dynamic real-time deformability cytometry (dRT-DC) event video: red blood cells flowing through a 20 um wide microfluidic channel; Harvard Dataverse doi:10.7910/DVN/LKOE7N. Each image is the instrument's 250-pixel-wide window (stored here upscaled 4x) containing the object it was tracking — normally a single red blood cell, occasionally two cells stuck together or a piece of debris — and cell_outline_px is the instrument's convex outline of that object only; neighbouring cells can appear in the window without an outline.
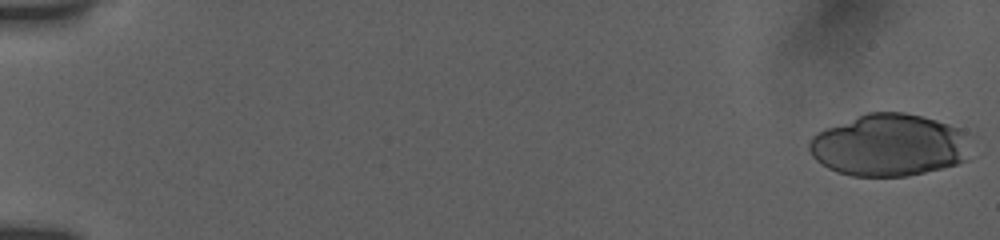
{"species": "human", "species_latin": "Homo sapiens", "temperature_condition": "room temperature", "stored_images_in_passage": 36, "camera_frame_rate_fps": 3000, "um_per_image_px": 0.085, "donor": {"sex": "female"}, "frame": {"image": 1, "passage_image": 1, "time_ms": 0.0, "image_size_px": [1000, 240], "cell_outline_px": [[968, 160], [956, 164], [908, 176], [852, 176], [836, 172], [828, 168], [816, 160], [812, 156], [808, 148], [808, 144], [812, 136], [816, 132], [824, 128], [868, 112], [904, 112], [924, 116], [960, 128]], "centroid_in_image_um": [75.48, 12.34], "position_along_channel_um": 9.5, "area_um2": 58.09}}
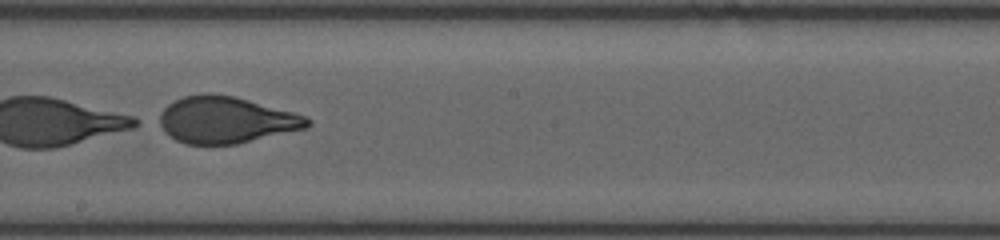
{"frame": {"image": 2, "passage_image": 33, "time_ms": 10.667, "image_size_px": [1000, 240], "cell_outline_px": [[312, 124], [308, 128], [236, 144], [184, 144], [168, 136], [152, 120], [168, 104], [184, 96], [208, 92], [232, 96], [248, 100], [308, 116], [312, 120]], "centroid_in_image_um": [19.15, 10.2], "position_along_channel_um": 229.1, "area_um2": 40.81}}